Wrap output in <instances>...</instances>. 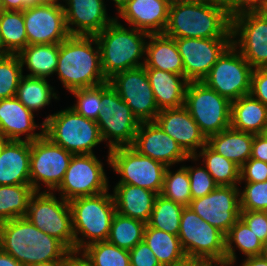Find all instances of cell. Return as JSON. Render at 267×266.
Returning <instances> with one entry per match:
<instances>
[{
	"instance_id": "obj_1",
	"label": "cell",
	"mask_w": 267,
	"mask_h": 266,
	"mask_svg": "<svg viewBox=\"0 0 267 266\" xmlns=\"http://www.w3.org/2000/svg\"><path fill=\"white\" fill-rule=\"evenodd\" d=\"M0 249L23 266L63 262L71 253L60 240L39 230L25 217L0 223Z\"/></svg>"
},
{
	"instance_id": "obj_2",
	"label": "cell",
	"mask_w": 267,
	"mask_h": 266,
	"mask_svg": "<svg viewBox=\"0 0 267 266\" xmlns=\"http://www.w3.org/2000/svg\"><path fill=\"white\" fill-rule=\"evenodd\" d=\"M232 16L203 0L170 3L164 34L171 38H232Z\"/></svg>"
},
{
	"instance_id": "obj_3",
	"label": "cell",
	"mask_w": 267,
	"mask_h": 266,
	"mask_svg": "<svg viewBox=\"0 0 267 266\" xmlns=\"http://www.w3.org/2000/svg\"><path fill=\"white\" fill-rule=\"evenodd\" d=\"M56 72L69 92L107 82L101 69L100 48L95 36L70 35L61 42Z\"/></svg>"
},
{
	"instance_id": "obj_4",
	"label": "cell",
	"mask_w": 267,
	"mask_h": 266,
	"mask_svg": "<svg viewBox=\"0 0 267 266\" xmlns=\"http://www.w3.org/2000/svg\"><path fill=\"white\" fill-rule=\"evenodd\" d=\"M149 33L136 28H125L116 17L95 38L100 48L101 69L108 80L114 74L143 66L146 40Z\"/></svg>"
},
{
	"instance_id": "obj_5",
	"label": "cell",
	"mask_w": 267,
	"mask_h": 266,
	"mask_svg": "<svg viewBox=\"0 0 267 266\" xmlns=\"http://www.w3.org/2000/svg\"><path fill=\"white\" fill-rule=\"evenodd\" d=\"M69 206L72 213L75 252H80L91 243L107 241L116 213L112 194L105 191L93 196L75 198L69 201Z\"/></svg>"
},
{
	"instance_id": "obj_6",
	"label": "cell",
	"mask_w": 267,
	"mask_h": 266,
	"mask_svg": "<svg viewBox=\"0 0 267 266\" xmlns=\"http://www.w3.org/2000/svg\"><path fill=\"white\" fill-rule=\"evenodd\" d=\"M43 123L44 135L73 155L94 154L93 148L103 142L97 122L71 107L48 115Z\"/></svg>"
},
{
	"instance_id": "obj_7",
	"label": "cell",
	"mask_w": 267,
	"mask_h": 266,
	"mask_svg": "<svg viewBox=\"0 0 267 266\" xmlns=\"http://www.w3.org/2000/svg\"><path fill=\"white\" fill-rule=\"evenodd\" d=\"M101 103L97 124L103 141L109 140V150L132 146L140 121L109 82L101 84Z\"/></svg>"
},
{
	"instance_id": "obj_8",
	"label": "cell",
	"mask_w": 267,
	"mask_h": 266,
	"mask_svg": "<svg viewBox=\"0 0 267 266\" xmlns=\"http://www.w3.org/2000/svg\"><path fill=\"white\" fill-rule=\"evenodd\" d=\"M25 218L75 252L72 213L67 200L62 197L57 199L53 192H35L30 198Z\"/></svg>"
},
{
	"instance_id": "obj_9",
	"label": "cell",
	"mask_w": 267,
	"mask_h": 266,
	"mask_svg": "<svg viewBox=\"0 0 267 266\" xmlns=\"http://www.w3.org/2000/svg\"><path fill=\"white\" fill-rule=\"evenodd\" d=\"M184 107L208 139L230 127L231 102L201 82H189Z\"/></svg>"
},
{
	"instance_id": "obj_10",
	"label": "cell",
	"mask_w": 267,
	"mask_h": 266,
	"mask_svg": "<svg viewBox=\"0 0 267 266\" xmlns=\"http://www.w3.org/2000/svg\"><path fill=\"white\" fill-rule=\"evenodd\" d=\"M108 165L121 176L117 184H129L161 194L167 166L140 154L132 146L108 151Z\"/></svg>"
},
{
	"instance_id": "obj_11",
	"label": "cell",
	"mask_w": 267,
	"mask_h": 266,
	"mask_svg": "<svg viewBox=\"0 0 267 266\" xmlns=\"http://www.w3.org/2000/svg\"><path fill=\"white\" fill-rule=\"evenodd\" d=\"M231 31L232 45L249 65L253 69L267 68V11L246 8L233 15Z\"/></svg>"
},
{
	"instance_id": "obj_12",
	"label": "cell",
	"mask_w": 267,
	"mask_h": 266,
	"mask_svg": "<svg viewBox=\"0 0 267 266\" xmlns=\"http://www.w3.org/2000/svg\"><path fill=\"white\" fill-rule=\"evenodd\" d=\"M253 70L231 44L217 59L202 82L232 102L250 94Z\"/></svg>"
},
{
	"instance_id": "obj_13",
	"label": "cell",
	"mask_w": 267,
	"mask_h": 266,
	"mask_svg": "<svg viewBox=\"0 0 267 266\" xmlns=\"http://www.w3.org/2000/svg\"><path fill=\"white\" fill-rule=\"evenodd\" d=\"M178 237L187 257L201 262L225 257V235L189 207L182 211Z\"/></svg>"
},
{
	"instance_id": "obj_14",
	"label": "cell",
	"mask_w": 267,
	"mask_h": 266,
	"mask_svg": "<svg viewBox=\"0 0 267 266\" xmlns=\"http://www.w3.org/2000/svg\"><path fill=\"white\" fill-rule=\"evenodd\" d=\"M73 154L53 143L45 135L31 141L30 185L40 192V181L48 188L45 192H55L61 184Z\"/></svg>"
},
{
	"instance_id": "obj_15",
	"label": "cell",
	"mask_w": 267,
	"mask_h": 266,
	"mask_svg": "<svg viewBox=\"0 0 267 266\" xmlns=\"http://www.w3.org/2000/svg\"><path fill=\"white\" fill-rule=\"evenodd\" d=\"M108 182L103 164L95 154H78L72 156L64 178L55 191L69 202L108 191Z\"/></svg>"
},
{
	"instance_id": "obj_16",
	"label": "cell",
	"mask_w": 267,
	"mask_h": 266,
	"mask_svg": "<svg viewBox=\"0 0 267 266\" xmlns=\"http://www.w3.org/2000/svg\"><path fill=\"white\" fill-rule=\"evenodd\" d=\"M108 82L140 122L155 121L160 110L144 65L116 73Z\"/></svg>"
},
{
	"instance_id": "obj_17",
	"label": "cell",
	"mask_w": 267,
	"mask_h": 266,
	"mask_svg": "<svg viewBox=\"0 0 267 266\" xmlns=\"http://www.w3.org/2000/svg\"><path fill=\"white\" fill-rule=\"evenodd\" d=\"M28 45L60 44L70 36L63 4L43 3L23 10Z\"/></svg>"
},
{
	"instance_id": "obj_18",
	"label": "cell",
	"mask_w": 267,
	"mask_h": 266,
	"mask_svg": "<svg viewBox=\"0 0 267 266\" xmlns=\"http://www.w3.org/2000/svg\"><path fill=\"white\" fill-rule=\"evenodd\" d=\"M237 186H218L204 197L191 200L189 208L224 235L240 218V197Z\"/></svg>"
},
{
	"instance_id": "obj_19",
	"label": "cell",
	"mask_w": 267,
	"mask_h": 266,
	"mask_svg": "<svg viewBox=\"0 0 267 266\" xmlns=\"http://www.w3.org/2000/svg\"><path fill=\"white\" fill-rule=\"evenodd\" d=\"M175 42L183 59L184 76L189 82H201L232 44V38H175Z\"/></svg>"
},
{
	"instance_id": "obj_20",
	"label": "cell",
	"mask_w": 267,
	"mask_h": 266,
	"mask_svg": "<svg viewBox=\"0 0 267 266\" xmlns=\"http://www.w3.org/2000/svg\"><path fill=\"white\" fill-rule=\"evenodd\" d=\"M132 147L167 167L191 159L155 121L140 123Z\"/></svg>"
},
{
	"instance_id": "obj_21",
	"label": "cell",
	"mask_w": 267,
	"mask_h": 266,
	"mask_svg": "<svg viewBox=\"0 0 267 266\" xmlns=\"http://www.w3.org/2000/svg\"><path fill=\"white\" fill-rule=\"evenodd\" d=\"M155 122L179 144L189 157H194L197 154L196 150L201 149L207 143L198 124L184 106L160 110Z\"/></svg>"
},
{
	"instance_id": "obj_22",
	"label": "cell",
	"mask_w": 267,
	"mask_h": 266,
	"mask_svg": "<svg viewBox=\"0 0 267 266\" xmlns=\"http://www.w3.org/2000/svg\"><path fill=\"white\" fill-rule=\"evenodd\" d=\"M63 1L66 3L63 8L70 35L95 36L115 19L108 16L104 0Z\"/></svg>"
},
{
	"instance_id": "obj_23",
	"label": "cell",
	"mask_w": 267,
	"mask_h": 266,
	"mask_svg": "<svg viewBox=\"0 0 267 266\" xmlns=\"http://www.w3.org/2000/svg\"><path fill=\"white\" fill-rule=\"evenodd\" d=\"M169 6L167 0H125L116 10L131 27L157 34L167 27Z\"/></svg>"
},
{
	"instance_id": "obj_24",
	"label": "cell",
	"mask_w": 267,
	"mask_h": 266,
	"mask_svg": "<svg viewBox=\"0 0 267 266\" xmlns=\"http://www.w3.org/2000/svg\"><path fill=\"white\" fill-rule=\"evenodd\" d=\"M38 126L34 121V113L27 109L15 96L0 99V131L8 140L34 141L44 135V123ZM41 129L35 133V129Z\"/></svg>"
},
{
	"instance_id": "obj_25",
	"label": "cell",
	"mask_w": 267,
	"mask_h": 266,
	"mask_svg": "<svg viewBox=\"0 0 267 266\" xmlns=\"http://www.w3.org/2000/svg\"><path fill=\"white\" fill-rule=\"evenodd\" d=\"M31 142L8 140L0 153V185H30Z\"/></svg>"
},
{
	"instance_id": "obj_26",
	"label": "cell",
	"mask_w": 267,
	"mask_h": 266,
	"mask_svg": "<svg viewBox=\"0 0 267 266\" xmlns=\"http://www.w3.org/2000/svg\"><path fill=\"white\" fill-rule=\"evenodd\" d=\"M159 110L184 106L189 81L178 75L154 68H145Z\"/></svg>"
},
{
	"instance_id": "obj_27",
	"label": "cell",
	"mask_w": 267,
	"mask_h": 266,
	"mask_svg": "<svg viewBox=\"0 0 267 266\" xmlns=\"http://www.w3.org/2000/svg\"><path fill=\"white\" fill-rule=\"evenodd\" d=\"M113 193L116 212L146 224L149 222L157 193L129 184H116Z\"/></svg>"
},
{
	"instance_id": "obj_28",
	"label": "cell",
	"mask_w": 267,
	"mask_h": 266,
	"mask_svg": "<svg viewBox=\"0 0 267 266\" xmlns=\"http://www.w3.org/2000/svg\"><path fill=\"white\" fill-rule=\"evenodd\" d=\"M146 42L145 68L184 75L183 59L174 38L164 33L149 34Z\"/></svg>"
},
{
	"instance_id": "obj_29",
	"label": "cell",
	"mask_w": 267,
	"mask_h": 266,
	"mask_svg": "<svg viewBox=\"0 0 267 266\" xmlns=\"http://www.w3.org/2000/svg\"><path fill=\"white\" fill-rule=\"evenodd\" d=\"M267 125V106L251 94L231 102L230 127L253 134H263Z\"/></svg>"
},
{
	"instance_id": "obj_30",
	"label": "cell",
	"mask_w": 267,
	"mask_h": 266,
	"mask_svg": "<svg viewBox=\"0 0 267 266\" xmlns=\"http://www.w3.org/2000/svg\"><path fill=\"white\" fill-rule=\"evenodd\" d=\"M254 134L229 127L207 139V144L218 154L241 167L250 157Z\"/></svg>"
},
{
	"instance_id": "obj_31",
	"label": "cell",
	"mask_w": 267,
	"mask_h": 266,
	"mask_svg": "<svg viewBox=\"0 0 267 266\" xmlns=\"http://www.w3.org/2000/svg\"><path fill=\"white\" fill-rule=\"evenodd\" d=\"M22 65L30 71L26 76L47 78L55 73L59 44L27 45L19 54Z\"/></svg>"
},
{
	"instance_id": "obj_32",
	"label": "cell",
	"mask_w": 267,
	"mask_h": 266,
	"mask_svg": "<svg viewBox=\"0 0 267 266\" xmlns=\"http://www.w3.org/2000/svg\"><path fill=\"white\" fill-rule=\"evenodd\" d=\"M198 157L203 159L204 167L218 186L240 185V167L233 161L218 154L207 143L198 154L191 157V160H199Z\"/></svg>"
},
{
	"instance_id": "obj_33",
	"label": "cell",
	"mask_w": 267,
	"mask_h": 266,
	"mask_svg": "<svg viewBox=\"0 0 267 266\" xmlns=\"http://www.w3.org/2000/svg\"><path fill=\"white\" fill-rule=\"evenodd\" d=\"M143 240L152 250L161 266L178 262L186 257L178 235L167 233L146 224Z\"/></svg>"
},
{
	"instance_id": "obj_34",
	"label": "cell",
	"mask_w": 267,
	"mask_h": 266,
	"mask_svg": "<svg viewBox=\"0 0 267 266\" xmlns=\"http://www.w3.org/2000/svg\"><path fill=\"white\" fill-rule=\"evenodd\" d=\"M15 97L33 113L48 106L51 99H58L57 93L48 83L47 78L26 75L20 78Z\"/></svg>"
},
{
	"instance_id": "obj_35",
	"label": "cell",
	"mask_w": 267,
	"mask_h": 266,
	"mask_svg": "<svg viewBox=\"0 0 267 266\" xmlns=\"http://www.w3.org/2000/svg\"><path fill=\"white\" fill-rule=\"evenodd\" d=\"M0 38L4 54H19L27 45L23 11L0 10Z\"/></svg>"
},
{
	"instance_id": "obj_36",
	"label": "cell",
	"mask_w": 267,
	"mask_h": 266,
	"mask_svg": "<svg viewBox=\"0 0 267 266\" xmlns=\"http://www.w3.org/2000/svg\"><path fill=\"white\" fill-rule=\"evenodd\" d=\"M34 193L31 185H0V223L25 217Z\"/></svg>"
},
{
	"instance_id": "obj_37",
	"label": "cell",
	"mask_w": 267,
	"mask_h": 266,
	"mask_svg": "<svg viewBox=\"0 0 267 266\" xmlns=\"http://www.w3.org/2000/svg\"><path fill=\"white\" fill-rule=\"evenodd\" d=\"M232 244H234V246ZM262 245V241L250 230L249 226L239 218L225 235V257L236 260L235 247L246 257L260 256Z\"/></svg>"
},
{
	"instance_id": "obj_38",
	"label": "cell",
	"mask_w": 267,
	"mask_h": 266,
	"mask_svg": "<svg viewBox=\"0 0 267 266\" xmlns=\"http://www.w3.org/2000/svg\"><path fill=\"white\" fill-rule=\"evenodd\" d=\"M146 223L131 217L115 213L107 241L111 244L131 250L143 241Z\"/></svg>"
},
{
	"instance_id": "obj_39",
	"label": "cell",
	"mask_w": 267,
	"mask_h": 266,
	"mask_svg": "<svg viewBox=\"0 0 267 266\" xmlns=\"http://www.w3.org/2000/svg\"><path fill=\"white\" fill-rule=\"evenodd\" d=\"M183 209L184 206L158 194L154 202L150 220L147 224L150 227L178 235Z\"/></svg>"
},
{
	"instance_id": "obj_40",
	"label": "cell",
	"mask_w": 267,
	"mask_h": 266,
	"mask_svg": "<svg viewBox=\"0 0 267 266\" xmlns=\"http://www.w3.org/2000/svg\"><path fill=\"white\" fill-rule=\"evenodd\" d=\"M80 252L93 266H130L129 250L108 241L91 243Z\"/></svg>"
},
{
	"instance_id": "obj_41",
	"label": "cell",
	"mask_w": 267,
	"mask_h": 266,
	"mask_svg": "<svg viewBox=\"0 0 267 266\" xmlns=\"http://www.w3.org/2000/svg\"><path fill=\"white\" fill-rule=\"evenodd\" d=\"M167 167L161 195L184 207H189L192 200L191 186L186 165L172 172Z\"/></svg>"
},
{
	"instance_id": "obj_42",
	"label": "cell",
	"mask_w": 267,
	"mask_h": 266,
	"mask_svg": "<svg viewBox=\"0 0 267 266\" xmlns=\"http://www.w3.org/2000/svg\"><path fill=\"white\" fill-rule=\"evenodd\" d=\"M23 65L18 54H4L0 57V99L16 95Z\"/></svg>"
},
{
	"instance_id": "obj_43",
	"label": "cell",
	"mask_w": 267,
	"mask_h": 266,
	"mask_svg": "<svg viewBox=\"0 0 267 266\" xmlns=\"http://www.w3.org/2000/svg\"><path fill=\"white\" fill-rule=\"evenodd\" d=\"M77 99L73 106H70L77 114L87 119L97 121L98 115L104 106L101 103V85L80 88L70 91Z\"/></svg>"
},
{
	"instance_id": "obj_44",
	"label": "cell",
	"mask_w": 267,
	"mask_h": 266,
	"mask_svg": "<svg viewBox=\"0 0 267 266\" xmlns=\"http://www.w3.org/2000/svg\"><path fill=\"white\" fill-rule=\"evenodd\" d=\"M241 211H264L267 208V181L246 183L239 191Z\"/></svg>"
},
{
	"instance_id": "obj_45",
	"label": "cell",
	"mask_w": 267,
	"mask_h": 266,
	"mask_svg": "<svg viewBox=\"0 0 267 266\" xmlns=\"http://www.w3.org/2000/svg\"><path fill=\"white\" fill-rule=\"evenodd\" d=\"M190 179L192 200L204 197L218 187L205 167H186Z\"/></svg>"
},
{
	"instance_id": "obj_46",
	"label": "cell",
	"mask_w": 267,
	"mask_h": 266,
	"mask_svg": "<svg viewBox=\"0 0 267 266\" xmlns=\"http://www.w3.org/2000/svg\"><path fill=\"white\" fill-rule=\"evenodd\" d=\"M267 181V163L258 159L249 158L240 167V184Z\"/></svg>"
},
{
	"instance_id": "obj_47",
	"label": "cell",
	"mask_w": 267,
	"mask_h": 266,
	"mask_svg": "<svg viewBox=\"0 0 267 266\" xmlns=\"http://www.w3.org/2000/svg\"><path fill=\"white\" fill-rule=\"evenodd\" d=\"M240 218L262 243L267 241V216L264 211H241Z\"/></svg>"
},
{
	"instance_id": "obj_48",
	"label": "cell",
	"mask_w": 267,
	"mask_h": 266,
	"mask_svg": "<svg viewBox=\"0 0 267 266\" xmlns=\"http://www.w3.org/2000/svg\"><path fill=\"white\" fill-rule=\"evenodd\" d=\"M130 266H161L158 259L143 240L129 250Z\"/></svg>"
},
{
	"instance_id": "obj_49",
	"label": "cell",
	"mask_w": 267,
	"mask_h": 266,
	"mask_svg": "<svg viewBox=\"0 0 267 266\" xmlns=\"http://www.w3.org/2000/svg\"><path fill=\"white\" fill-rule=\"evenodd\" d=\"M250 94L267 106V68L253 70Z\"/></svg>"
},
{
	"instance_id": "obj_50",
	"label": "cell",
	"mask_w": 267,
	"mask_h": 266,
	"mask_svg": "<svg viewBox=\"0 0 267 266\" xmlns=\"http://www.w3.org/2000/svg\"><path fill=\"white\" fill-rule=\"evenodd\" d=\"M250 158L267 163V137L264 134H254Z\"/></svg>"
},
{
	"instance_id": "obj_51",
	"label": "cell",
	"mask_w": 267,
	"mask_h": 266,
	"mask_svg": "<svg viewBox=\"0 0 267 266\" xmlns=\"http://www.w3.org/2000/svg\"><path fill=\"white\" fill-rule=\"evenodd\" d=\"M1 10L23 11L26 8L40 4V0H0Z\"/></svg>"
},
{
	"instance_id": "obj_52",
	"label": "cell",
	"mask_w": 267,
	"mask_h": 266,
	"mask_svg": "<svg viewBox=\"0 0 267 266\" xmlns=\"http://www.w3.org/2000/svg\"><path fill=\"white\" fill-rule=\"evenodd\" d=\"M210 5L224 9L230 16L241 12V0H203Z\"/></svg>"
},
{
	"instance_id": "obj_53",
	"label": "cell",
	"mask_w": 267,
	"mask_h": 266,
	"mask_svg": "<svg viewBox=\"0 0 267 266\" xmlns=\"http://www.w3.org/2000/svg\"><path fill=\"white\" fill-rule=\"evenodd\" d=\"M63 266H93V265L87 260V258L81 252H71L63 261Z\"/></svg>"
},
{
	"instance_id": "obj_54",
	"label": "cell",
	"mask_w": 267,
	"mask_h": 266,
	"mask_svg": "<svg viewBox=\"0 0 267 266\" xmlns=\"http://www.w3.org/2000/svg\"><path fill=\"white\" fill-rule=\"evenodd\" d=\"M235 263L236 260L229 259L226 257L202 262L204 266H234Z\"/></svg>"
},
{
	"instance_id": "obj_55",
	"label": "cell",
	"mask_w": 267,
	"mask_h": 266,
	"mask_svg": "<svg viewBox=\"0 0 267 266\" xmlns=\"http://www.w3.org/2000/svg\"><path fill=\"white\" fill-rule=\"evenodd\" d=\"M0 266H23L10 254L0 249Z\"/></svg>"
},
{
	"instance_id": "obj_56",
	"label": "cell",
	"mask_w": 267,
	"mask_h": 266,
	"mask_svg": "<svg viewBox=\"0 0 267 266\" xmlns=\"http://www.w3.org/2000/svg\"><path fill=\"white\" fill-rule=\"evenodd\" d=\"M241 266H267V260L261 256H249L244 259Z\"/></svg>"
},
{
	"instance_id": "obj_57",
	"label": "cell",
	"mask_w": 267,
	"mask_h": 266,
	"mask_svg": "<svg viewBox=\"0 0 267 266\" xmlns=\"http://www.w3.org/2000/svg\"><path fill=\"white\" fill-rule=\"evenodd\" d=\"M267 0H241V12L246 8H263Z\"/></svg>"
},
{
	"instance_id": "obj_58",
	"label": "cell",
	"mask_w": 267,
	"mask_h": 266,
	"mask_svg": "<svg viewBox=\"0 0 267 266\" xmlns=\"http://www.w3.org/2000/svg\"><path fill=\"white\" fill-rule=\"evenodd\" d=\"M201 264H202L201 261L186 256L185 258H183L182 260L178 262L170 263L164 266H200Z\"/></svg>"
},
{
	"instance_id": "obj_59",
	"label": "cell",
	"mask_w": 267,
	"mask_h": 266,
	"mask_svg": "<svg viewBox=\"0 0 267 266\" xmlns=\"http://www.w3.org/2000/svg\"><path fill=\"white\" fill-rule=\"evenodd\" d=\"M30 266H63V262L41 263V264H34Z\"/></svg>"
},
{
	"instance_id": "obj_60",
	"label": "cell",
	"mask_w": 267,
	"mask_h": 266,
	"mask_svg": "<svg viewBox=\"0 0 267 266\" xmlns=\"http://www.w3.org/2000/svg\"><path fill=\"white\" fill-rule=\"evenodd\" d=\"M260 256L267 260V241L266 242H263V245H262V251H261V254Z\"/></svg>"
},
{
	"instance_id": "obj_61",
	"label": "cell",
	"mask_w": 267,
	"mask_h": 266,
	"mask_svg": "<svg viewBox=\"0 0 267 266\" xmlns=\"http://www.w3.org/2000/svg\"><path fill=\"white\" fill-rule=\"evenodd\" d=\"M7 141H8V139L0 131V153H1V151H2L4 145L6 144Z\"/></svg>"
},
{
	"instance_id": "obj_62",
	"label": "cell",
	"mask_w": 267,
	"mask_h": 266,
	"mask_svg": "<svg viewBox=\"0 0 267 266\" xmlns=\"http://www.w3.org/2000/svg\"><path fill=\"white\" fill-rule=\"evenodd\" d=\"M58 1L60 0H40V2H43V3H60Z\"/></svg>"
},
{
	"instance_id": "obj_63",
	"label": "cell",
	"mask_w": 267,
	"mask_h": 266,
	"mask_svg": "<svg viewBox=\"0 0 267 266\" xmlns=\"http://www.w3.org/2000/svg\"><path fill=\"white\" fill-rule=\"evenodd\" d=\"M115 2L116 8L120 6L125 0H113Z\"/></svg>"
},
{
	"instance_id": "obj_64",
	"label": "cell",
	"mask_w": 267,
	"mask_h": 266,
	"mask_svg": "<svg viewBox=\"0 0 267 266\" xmlns=\"http://www.w3.org/2000/svg\"><path fill=\"white\" fill-rule=\"evenodd\" d=\"M169 3H173V2H179V1H183V0H167Z\"/></svg>"
},
{
	"instance_id": "obj_65",
	"label": "cell",
	"mask_w": 267,
	"mask_h": 266,
	"mask_svg": "<svg viewBox=\"0 0 267 266\" xmlns=\"http://www.w3.org/2000/svg\"><path fill=\"white\" fill-rule=\"evenodd\" d=\"M0 52L3 54V47H2V44H1V38H0Z\"/></svg>"
},
{
	"instance_id": "obj_66",
	"label": "cell",
	"mask_w": 267,
	"mask_h": 266,
	"mask_svg": "<svg viewBox=\"0 0 267 266\" xmlns=\"http://www.w3.org/2000/svg\"><path fill=\"white\" fill-rule=\"evenodd\" d=\"M263 134L267 137V125L265 127V130H264Z\"/></svg>"
},
{
	"instance_id": "obj_67",
	"label": "cell",
	"mask_w": 267,
	"mask_h": 266,
	"mask_svg": "<svg viewBox=\"0 0 267 266\" xmlns=\"http://www.w3.org/2000/svg\"><path fill=\"white\" fill-rule=\"evenodd\" d=\"M263 8L267 11V4Z\"/></svg>"
}]
</instances>
